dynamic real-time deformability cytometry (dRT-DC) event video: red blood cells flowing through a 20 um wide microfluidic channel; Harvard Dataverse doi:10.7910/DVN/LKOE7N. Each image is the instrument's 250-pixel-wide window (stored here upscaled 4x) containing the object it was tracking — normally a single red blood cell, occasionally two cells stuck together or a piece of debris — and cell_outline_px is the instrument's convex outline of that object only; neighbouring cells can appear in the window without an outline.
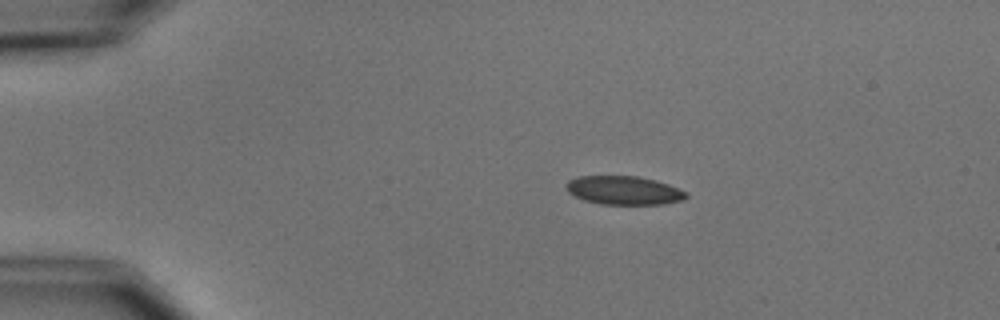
{"species": "common noctule bat (a hibernating species)", "species_latin": "Nyctalus noctula", "temperature_condition": "cold", "stored_images_in_passage": 4, "camera_frame_rate_fps": 3000, "um_per_image_px": 0.085, "animal": {"sex": "male", "body_mass_g": 15.6}, "frame": {"image": 1, "passage_image": 2, "time_ms": 1.333, "image_size_px": [1000, 320], "cell_outline_px": [[688, 196], [684, 200], [664, 204], [604, 204], [584, 200], [568, 192], [564, 184], [568, 180], [580, 176], [640, 176], [656, 180], [668, 184], [688, 192]], "centroid_in_image_um": [53.05, 16.17], "position_along_channel_um": 31.9, "area_um2": 20.11}}